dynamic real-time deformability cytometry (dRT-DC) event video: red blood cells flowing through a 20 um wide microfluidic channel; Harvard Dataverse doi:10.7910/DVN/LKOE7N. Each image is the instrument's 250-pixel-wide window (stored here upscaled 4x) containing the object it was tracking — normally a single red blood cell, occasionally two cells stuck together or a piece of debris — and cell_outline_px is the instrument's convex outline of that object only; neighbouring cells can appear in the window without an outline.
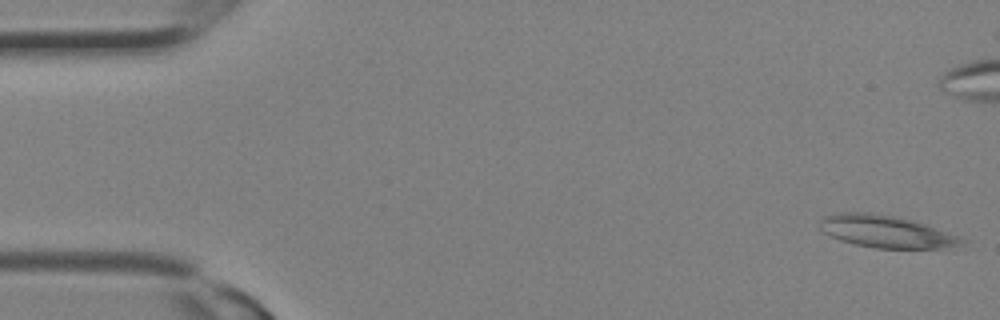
{"species": "Egyptian fruit bat (a non-hibernating species)", "species_latin": "Rousettus aegyptiacus", "temperature_condition": "room temperature", "stored_images_in_passage": 5, "camera_frame_rate_fps": 3000, "um_per_image_px": 0.085, "animal": {"sex": "female"}, "frame": {"image": 1, "passage_image": 1, "time_ms": 0.0, "image_size_px": [1000, 320], "cell_outline_px": [[968, 240], [964, 244], [944, 248], [876, 248], [856, 244], [840, 240], [820, 232], [820, 216], [832, 212], [868, 212], [892, 216], [924, 224]], "centroid_in_image_um": [75.22, 19.67], "position_along_channel_um": 9.8, "area_um2": 26.59}}